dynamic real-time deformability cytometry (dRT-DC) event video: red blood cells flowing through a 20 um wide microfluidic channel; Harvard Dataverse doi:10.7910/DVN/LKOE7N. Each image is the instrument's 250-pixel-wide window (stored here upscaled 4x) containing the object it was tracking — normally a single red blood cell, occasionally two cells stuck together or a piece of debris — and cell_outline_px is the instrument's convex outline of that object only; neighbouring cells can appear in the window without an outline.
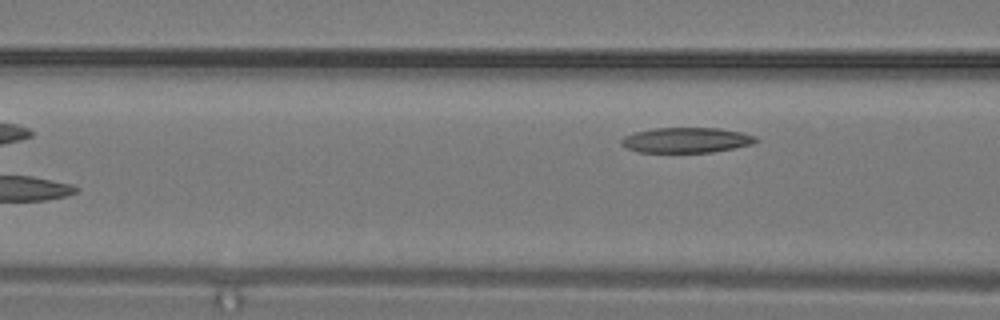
{"species": "common noctule bat (a hibernating species)", "species_latin": "Nyctalus noctula", "temperature_condition": "warm", "stored_images_in_passage": 9, "camera_frame_rate_fps": 3000, "um_per_image_px": 0.085, "animal": {"sex": "male", "body_mass_g": 19.2, "forearm_length_mm": 51.8}, "frame": {"image": 1, "passage_image": 9, "time_ms": 2.667, "image_size_px": [1000, 320], "cell_outline_px": [[760, 140], [752, 144], [712, 152], [636, 152], [624, 148], [620, 144], [620, 140], [624, 136], [636, 132], [656, 128], [720, 128], [740, 132], [756, 136]], "centroid_in_image_um": [58.31, 11.91], "position_along_channel_um": 108.3, "area_um2": 19.83}}